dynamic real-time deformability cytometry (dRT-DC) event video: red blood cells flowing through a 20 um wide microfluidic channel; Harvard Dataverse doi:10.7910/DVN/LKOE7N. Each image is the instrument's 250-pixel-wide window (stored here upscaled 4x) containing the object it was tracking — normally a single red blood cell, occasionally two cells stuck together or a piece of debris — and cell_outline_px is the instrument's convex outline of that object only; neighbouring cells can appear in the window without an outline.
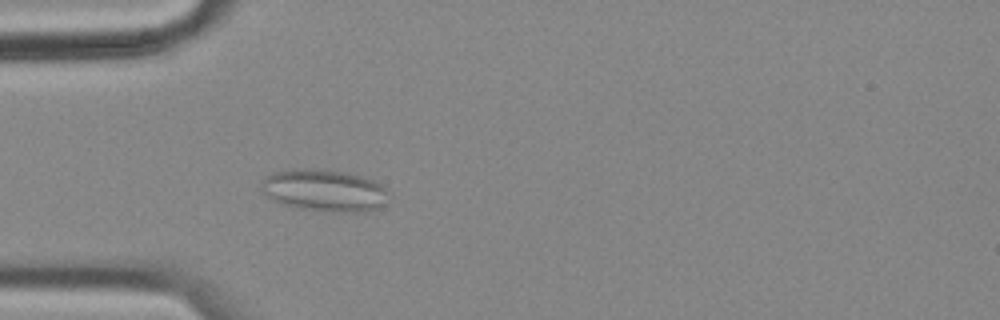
{"species": "common noctule bat (a hibernating species)", "species_latin": "Nyctalus noctula", "temperature_condition": "cold", "stored_images_in_passage": 57, "camera_frame_rate_fps": 3000, "um_per_image_px": 0.085, "animal": {"sex": "female", "body_mass_g": 18.4}, "frame": {"image": 1, "passage_image": 17, "time_ms": 5.333, "image_size_px": [1000, 320], "cell_outline_px": [[392, 196], [384, 204], [376, 208], [360, 212], [324, 212], [300, 208], [284, 204], [260, 192], [260, 184], [268, 176], [276, 172], [292, 168], [344, 172], [372, 180], [380, 184], [392, 192]], "centroid_in_image_um": [27.61, 16.21], "position_along_channel_um": 57.4, "area_um2": 31.04}}
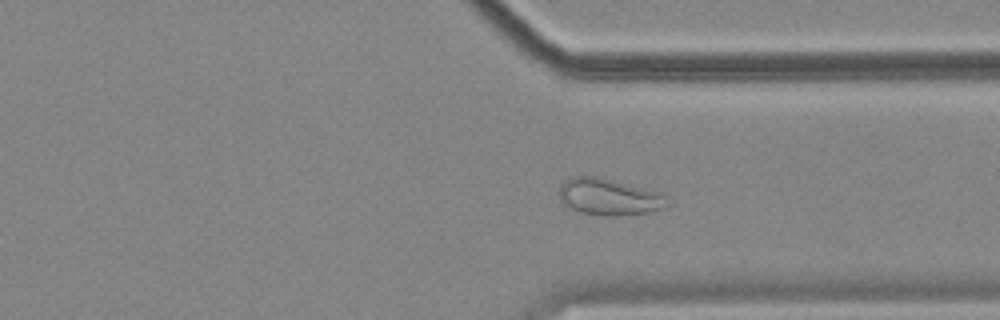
{"frame": {"image": 2, "passage_image": 43, "time_ms": 14.0, "image_size_px": [1000, 320], "cell_outline_px": [[668, 204], [660, 208], [648, 212], [616, 216], [604, 216], [580, 212], [564, 204], [560, 200], [560, 184], [564, 180], [572, 176], [596, 176], [664, 192], [668, 196]], "centroid_in_image_um": [51.78, 16.72], "position_along_channel_um": 359.6, "area_um2": 23.24}}
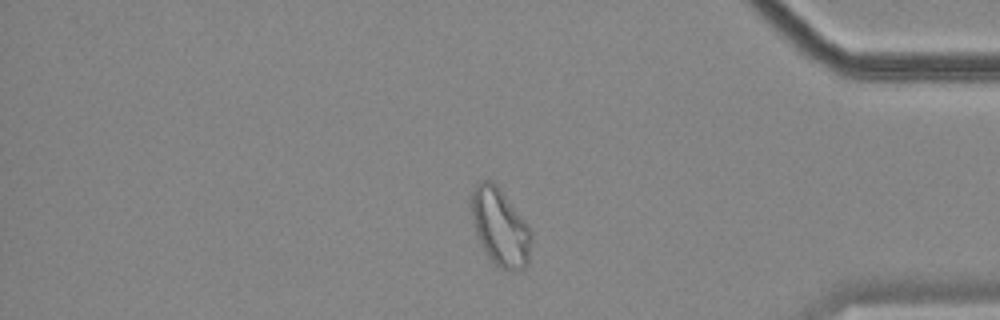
{"frame": {"image": 3, "passage_image": 48, "time_ms": 15.667, "image_size_px": [1000, 320], "cell_outline_px": [[532, 236], [528, 264], [524, 268], [500, 268], [488, 256], [476, 232], [472, 216], [472, 192], [480, 180], [488, 180], [496, 184], [524, 220], [532, 232]], "centroid_in_image_um": [42.53, 19.29], "position_along_channel_um": 392.7, "area_um2": 26.13}, "authors_computed_cell_mechanics": {"area_um2": 26.4146, "velocity_mm_per_s": 3.538, "shape_relaxation_time_tau1_ms": null, "shape_relaxation_time_tau2_ms": 1.3222, "deformation_change_tau1": null, "deformation_change_tau2": 0.0746}}